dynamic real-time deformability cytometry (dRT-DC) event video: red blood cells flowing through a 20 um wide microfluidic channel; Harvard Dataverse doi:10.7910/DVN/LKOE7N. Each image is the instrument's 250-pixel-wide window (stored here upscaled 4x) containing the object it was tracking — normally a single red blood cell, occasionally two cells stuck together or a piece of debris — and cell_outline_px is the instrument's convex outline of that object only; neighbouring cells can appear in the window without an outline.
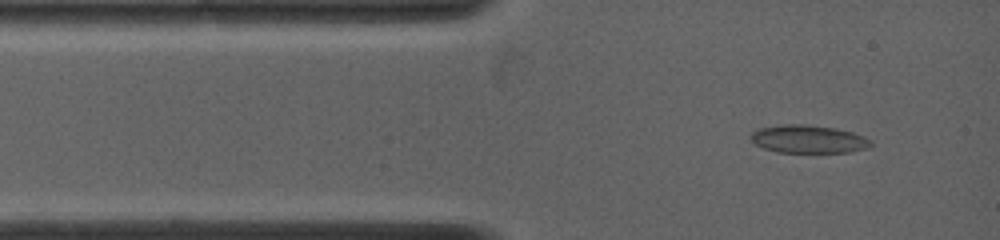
{"species": "common noctule bat (a hibernating species)", "species_latin": "Nyctalus noctula", "temperature_condition": "warm", "stored_images_in_passage": 81, "camera_frame_rate_fps": 5000, "um_per_image_px": 0.085, "animal": {"sex": "female", "body_mass_g": 19.0, "forearm_length_mm": 53.3}, "frame": {"image": 1, "passage_image": 5, "time_ms": 0.8, "image_size_px": [1000, 240], "cell_outline_px": [[872, 144], [864, 148], [848, 152], [780, 152], [764, 148], [756, 144], [752, 140], [752, 132], [760, 128], [784, 124], [808, 124], [836, 128], [852, 132], [864, 136], [872, 140]], "centroid_in_image_um": [68.73, 11.81], "position_along_channel_um": 16.3, "area_um2": 19.36}}
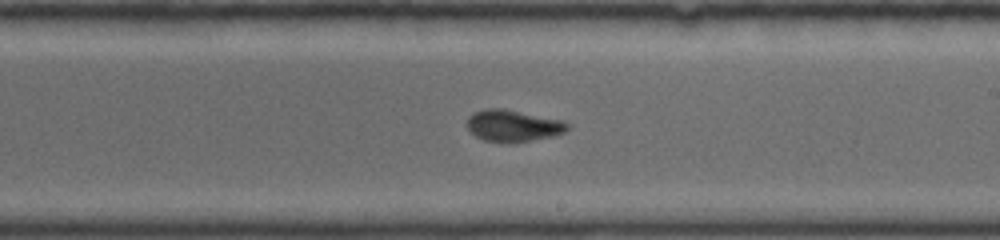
{"frame": {"image": 2, "passage_image": 37, "time_ms": 7.2, "image_size_px": [1000, 240], "cell_outline_px": [[568, 128], [564, 132], [552, 136], [528, 140], [484, 140], [476, 136], [468, 128], [468, 116], [472, 112], [484, 108], [504, 108], [560, 120], [568, 124]], "centroid_in_image_um": [43.57, 10.63], "position_along_channel_um": 245.4, "area_um2": 17.8}}
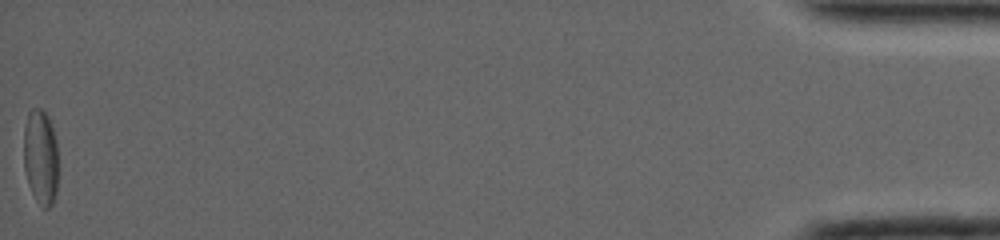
{"frame": {"image": 3, "passage_image": 81, "time_ms": 16.0, "image_size_px": [1000, 240], "cell_outline_px": [[56, 192], [52, 204], [48, 208], [44, 208], [32, 192], [28, 184], [24, 168], [24, 128], [28, 112], [32, 108], [40, 108], [48, 116], [56, 140]], "centroid_in_image_um": [3.43, 13.31], "position_along_channel_um": 431.8, "area_um2": 18.79}, "authors_computed_cell_mechanics": {"area_um2": 18.4382, "velocity_mm_per_s": 3.9764, "shape_relaxation_time_tau1_ms": null, "shape_relaxation_time_tau2_ms": 2.3115, "deformation_change_tau1": null, "deformation_change_tau2": 0.0625}}